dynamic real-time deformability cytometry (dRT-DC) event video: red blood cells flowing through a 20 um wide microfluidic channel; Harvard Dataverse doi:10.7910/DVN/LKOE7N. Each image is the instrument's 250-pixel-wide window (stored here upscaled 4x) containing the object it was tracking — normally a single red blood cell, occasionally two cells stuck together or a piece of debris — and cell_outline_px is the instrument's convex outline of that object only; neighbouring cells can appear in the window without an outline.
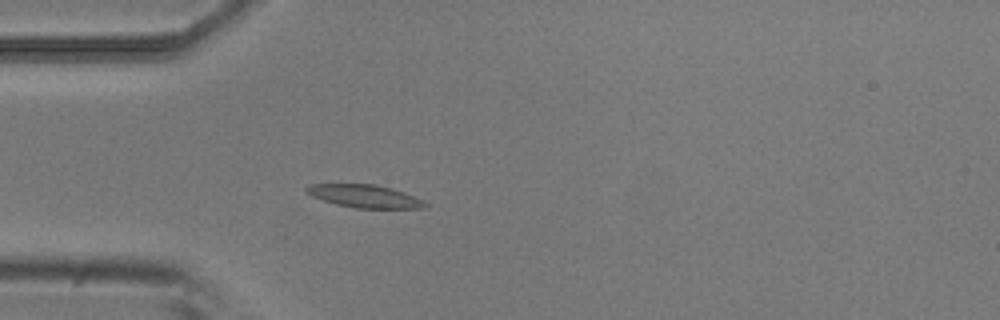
{"species": "common noctule bat (a hibernating species)", "species_latin": "Nyctalus noctula", "temperature_condition": "room temperature", "stored_images_in_passage": 4, "camera_frame_rate_fps": 3000, "um_per_image_px": 0.085, "animal": {"sex": "male", "body_mass_g": 20.5, "forearm_length_mm": 52.5}, "frame": {"image": 1, "passage_image": 4, "time_ms": 1.0, "image_size_px": [1000, 320], "cell_outline_px": [[428, 204], [424, 208], [356, 208], [336, 204], [312, 196], [304, 192], [304, 188], [308, 184], [376, 184], [404, 192], [424, 200]], "centroid_in_image_um": [30.98, 16.67], "position_along_channel_um": 54.0, "area_um2": 15.84}}